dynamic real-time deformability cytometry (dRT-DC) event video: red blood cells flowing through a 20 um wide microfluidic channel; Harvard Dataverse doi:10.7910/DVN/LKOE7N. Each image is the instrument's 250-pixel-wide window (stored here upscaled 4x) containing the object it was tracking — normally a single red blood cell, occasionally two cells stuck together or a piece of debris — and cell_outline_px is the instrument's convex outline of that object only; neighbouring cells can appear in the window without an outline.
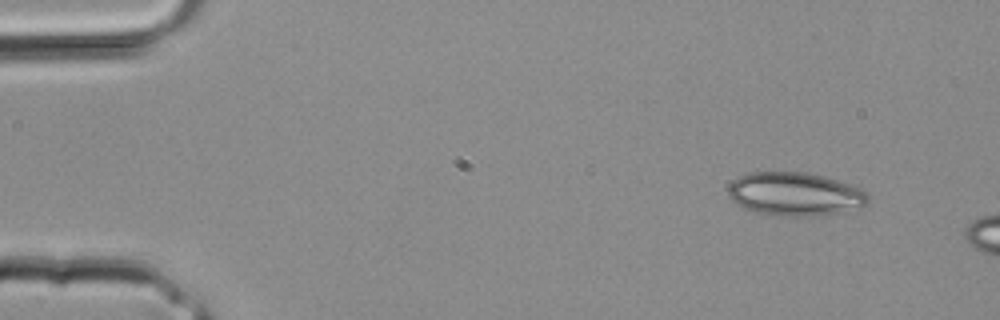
{"species": "common noctule bat (a hibernating species)", "species_latin": "Nyctalus noctula", "temperature_condition": "room temperature", "stored_images_in_passage": 3, "camera_frame_rate_fps": 3000, "um_per_image_px": 0.085, "animal": {"sex": "male", "body_mass_g": 20.4}, "frame": {"image": 1, "passage_image": 1, "time_ms": 0.0, "image_size_px": [1000, 320], "cell_outline_px": [[868, 204], [836, 212], [816, 216], [780, 216], [756, 212], [744, 208], [736, 204], [728, 196], [728, 184], [732, 180], [748, 172], [804, 172], [824, 176], [860, 188], [868, 192]], "centroid_in_image_um": [67.51, 16.48], "position_along_channel_um": 17.5, "area_um2": 35.32}}